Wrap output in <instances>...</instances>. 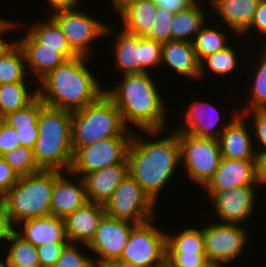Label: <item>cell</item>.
<instances>
[{"label":"cell","instance_id":"51","mask_svg":"<svg viewBox=\"0 0 266 267\" xmlns=\"http://www.w3.org/2000/svg\"><path fill=\"white\" fill-rule=\"evenodd\" d=\"M257 154V178L261 187L266 186V151Z\"/></svg>","mask_w":266,"mask_h":267},{"label":"cell","instance_id":"1","mask_svg":"<svg viewBox=\"0 0 266 267\" xmlns=\"http://www.w3.org/2000/svg\"><path fill=\"white\" fill-rule=\"evenodd\" d=\"M164 131H140L147 135L145 137L139 132H133L127 153L129 175L156 204L159 202V195L164 192L162 190L181 171L178 169L181 167L178 136L172 128L168 135L163 134Z\"/></svg>","mask_w":266,"mask_h":267},{"label":"cell","instance_id":"24","mask_svg":"<svg viewBox=\"0 0 266 267\" xmlns=\"http://www.w3.org/2000/svg\"><path fill=\"white\" fill-rule=\"evenodd\" d=\"M127 175V157L121 163L86 174L82 179L88 201L104 205Z\"/></svg>","mask_w":266,"mask_h":267},{"label":"cell","instance_id":"26","mask_svg":"<svg viewBox=\"0 0 266 267\" xmlns=\"http://www.w3.org/2000/svg\"><path fill=\"white\" fill-rule=\"evenodd\" d=\"M13 229L35 247L49 242L69 243L65 233L64 219L54 215L22 221Z\"/></svg>","mask_w":266,"mask_h":267},{"label":"cell","instance_id":"53","mask_svg":"<svg viewBox=\"0 0 266 267\" xmlns=\"http://www.w3.org/2000/svg\"><path fill=\"white\" fill-rule=\"evenodd\" d=\"M3 258V259H2ZM0 267H9L5 255L0 256Z\"/></svg>","mask_w":266,"mask_h":267},{"label":"cell","instance_id":"33","mask_svg":"<svg viewBox=\"0 0 266 267\" xmlns=\"http://www.w3.org/2000/svg\"><path fill=\"white\" fill-rule=\"evenodd\" d=\"M12 42L0 53V85L30 82L22 48ZM29 77V78H28Z\"/></svg>","mask_w":266,"mask_h":267},{"label":"cell","instance_id":"42","mask_svg":"<svg viewBox=\"0 0 266 267\" xmlns=\"http://www.w3.org/2000/svg\"><path fill=\"white\" fill-rule=\"evenodd\" d=\"M205 253H167L166 267H207Z\"/></svg>","mask_w":266,"mask_h":267},{"label":"cell","instance_id":"21","mask_svg":"<svg viewBox=\"0 0 266 267\" xmlns=\"http://www.w3.org/2000/svg\"><path fill=\"white\" fill-rule=\"evenodd\" d=\"M161 66L159 69L164 66L170 68L175 76L180 75L184 79H188L187 81L189 79H194L193 83L199 81L200 62L192 42L170 40L162 43Z\"/></svg>","mask_w":266,"mask_h":267},{"label":"cell","instance_id":"48","mask_svg":"<svg viewBox=\"0 0 266 267\" xmlns=\"http://www.w3.org/2000/svg\"><path fill=\"white\" fill-rule=\"evenodd\" d=\"M197 1L198 0H161L157 2L156 6L176 14L177 12L190 7Z\"/></svg>","mask_w":266,"mask_h":267},{"label":"cell","instance_id":"30","mask_svg":"<svg viewBox=\"0 0 266 267\" xmlns=\"http://www.w3.org/2000/svg\"><path fill=\"white\" fill-rule=\"evenodd\" d=\"M208 23V21L205 23L192 42L199 62L215 52H219L226 48L232 42L230 33L234 35L232 36L234 39L236 37L237 41L240 40L231 29L227 27L226 29L223 28V25L220 24V22L213 27L210 24L208 25ZM227 29L231 32L229 33Z\"/></svg>","mask_w":266,"mask_h":267},{"label":"cell","instance_id":"28","mask_svg":"<svg viewBox=\"0 0 266 267\" xmlns=\"http://www.w3.org/2000/svg\"><path fill=\"white\" fill-rule=\"evenodd\" d=\"M259 47L261 49V51L259 50L260 53L256 51L257 54L256 56L253 57L256 58L255 59L256 61L251 60L252 63L250 62L247 65L250 66L247 69V71L251 68L253 69L249 70L250 72L252 71V74L249 73L250 75L247 76L250 77V79L252 80L251 83L247 81L249 86L247 83H245L247 86L244 87H249V88H247L244 96L247 95V93L249 94L246 96L247 99L244 100L245 101L244 103L243 101H241L242 105L239 111L266 110V46L260 45Z\"/></svg>","mask_w":266,"mask_h":267},{"label":"cell","instance_id":"13","mask_svg":"<svg viewBox=\"0 0 266 267\" xmlns=\"http://www.w3.org/2000/svg\"><path fill=\"white\" fill-rule=\"evenodd\" d=\"M259 187V188H258ZM261 186H240L229 191L217 193H206L207 201L210 199V212L215 213L217 218L214 221L219 223H230L243 225L250 222L256 213L258 194ZM260 190V191H259ZM254 213V214H253ZM251 217V218H250ZM216 219H219L216 220Z\"/></svg>","mask_w":266,"mask_h":267},{"label":"cell","instance_id":"16","mask_svg":"<svg viewBox=\"0 0 266 267\" xmlns=\"http://www.w3.org/2000/svg\"><path fill=\"white\" fill-rule=\"evenodd\" d=\"M88 201L84 181L71 171L54 170L51 215L65 219Z\"/></svg>","mask_w":266,"mask_h":267},{"label":"cell","instance_id":"15","mask_svg":"<svg viewBox=\"0 0 266 267\" xmlns=\"http://www.w3.org/2000/svg\"><path fill=\"white\" fill-rule=\"evenodd\" d=\"M136 225L131 221L112 218L106 214L103 216L94 238L87 245L96 267L120 259L132 229Z\"/></svg>","mask_w":266,"mask_h":267},{"label":"cell","instance_id":"9","mask_svg":"<svg viewBox=\"0 0 266 267\" xmlns=\"http://www.w3.org/2000/svg\"><path fill=\"white\" fill-rule=\"evenodd\" d=\"M175 133L181 149V173L184 172L187 180L190 178L189 181L202 189L213 177L222 158L219 140Z\"/></svg>","mask_w":266,"mask_h":267},{"label":"cell","instance_id":"52","mask_svg":"<svg viewBox=\"0 0 266 267\" xmlns=\"http://www.w3.org/2000/svg\"><path fill=\"white\" fill-rule=\"evenodd\" d=\"M99 267H135V266L121 262L119 260H112L104 263L103 265H100Z\"/></svg>","mask_w":266,"mask_h":267},{"label":"cell","instance_id":"2","mask_svg":"<svg viewBox=\"0 0 266 267\" xmlns=\"http://www.w3.org/2000/svg\"><path fill=\"white\" fill-rule=\"evenodd\" d=\"M152 74H119L120 81L109 86L110 89L105 88V94L114 102L124 124L132 132L169 130L170 108Z\"/></svg>","mask_w":266,"mask_h":267},{"label":"cell","instance_id":"3","mask_svg":"<svg viewBox=\"0 0 266 267\" xmlns=\"http://www.w3.org/2000/svg\"><path fill=\"white\" fill-rule=\"evenodd\" d=\"M89 58L68 59L43 77L38 82L41 101L50 107L76 111L98 100L107 85H102L99 75L91 72Z\"/></svg>","mask_w":266,"mask_h":267},{"label":"cell","instance_id":"41","mask_svg":"<svg viewBox=\"0 0 266 267\" xmlns=\"http://www.w3.org/2000/svg\"><path fill=\"white\" fill-rule=\"evenodd\" d=\"M174 14L164 8L157 7L156 17L152 31L147 38L155 40L160 43L168 42L171 40V25Z\"/></svg>","mask_w":266,"mask_h":267},{"label":"cell","instance_id":"10","mask_svg":"<svg viewBox=\"0 0 266 267\" xmlns=\"http://www.w3.org/2000/svg\"><path fill=\"white\" fill-rule=\"evenodd\" d=\"M209 220L203 225L206 258L217 267L229 266L247 249L250 232L243 225Z\"/></svg>","mask_w":266,"mask_h":267},{"label":"cell","instance_id":"12","mask_svg":"<svg viewBox=\"0 0 266 267\" xmlns=\"http://www.w3.org/2000/svg\"><path fill=\"white\" fill-rule=\"evenodd\" d=\"M210 103L207 100H192L191 104L186 108L187 110L185 111L184 109V118H181L184 122L179 123L180 126L176 125L177 127H172V129L175 132L186 133L196 138L219 139L224 129L240 112L235 107L234 111L233 109L229 110L231 114H227L230 115L229 118L226 117L227 122V120L223 119L225 117L223 114L224 111L221 112L218 109L220 106H215V103Z\"/></svg>","mask_w":266,"mask_h":267},{"label":"cell","instance_id":"55","mask_svg":"<svg viewBox=\"0 0 266 267\" xmlns=\"http://www.w3.org/2000/svg\"><path fill=\"white\" fill-rule=\"evenodd\" d=\"M153 3L157 4L158 1H161V0H151Z\"/></svg>","mask_w":266,"mask_h":267},{"label":"cell","instance_id":"27","mask_svg":"<svg viewBox=\"0 0 266 267\" xmlns=\"http://www.w3.org/2000/svg\"><path fill=\"white\" fill-rule=\"evenodd\" d=\"M45 104L37 97L25 108L6 114L1 119L16 130L20 145L33 149L38 138V118Z\"/></svg>","mask_w":266,"mask_h":267},{"label":"cell","instance_id":"22","mask_svg":"<svg viewBox=\"0 0 266 267\" xmlns=\"http://www.w3.org/2000/svg\"><path fill=\"white\" fill-rule=\"evenodd\" d=\"M211 8H207L215 18L220 20L223 27H229L237 36H240L253 20L260 0H207ZM212 9V10H211ZM215 12V14H214Z\"/></svg>","mask_w":266,"mask_h":267},{"label":"cell","instance_id":"38","mask_svg":"<svg viewBox=\"0 0 266 267\" xmlns=\"http://www.w3.org/2000/svg\"><path fill=\"white\" fill-rule=\"evenodd\" d=\"M88 250L85 244L68 243L53 267H96Z\"/></svg>","mask_w":266,"mask_h":267},{"label":"cell","instance_id":"8","mask_svg":"<svg viewBox=\"0 0 266 267\" xmlns=\"http://www.w3.org/2000/svg\"><path fill=\"white\" fill-rule=\"evenodd\" d=\"M158 219L159 217L137 224L132 229L119 261L135 267H166L168 230L158 226Z\"/></svg>","mask_w":266,"mask_h":267},{"label":"cell","instance_id":"50","mask_svg":"<svg viewBox=\"0 0 266 267\" xmlns=\"http://www.w3.org/2000/svg\"><path fill=\"white\" fill-rule=\"evenodd\" d=\"M47 2H45L44 4L48 6V8H50V10H47L46 12L50 11H54L57 9H65V8H73V7H77L80 6V4H82V0H46Z\"/></svg>","mask_w":266,"mask_h":267},{"label":"cell","instance_id":"23","mask_svg":"<svg viewBox=\"0 0 266 267\" xmlns=\"http://www.w3.org/2000/svg\"><path fill=\"white\" fill-rule=\"evenodd\" d=\"M105 215L102 204L87 202L64 219L69 243L88 245L94 238L98 225Z\"/></svg>","mask_w":266,"mask_h":267},{"label":"cell","instance_id":"37","mask_svg":"<svg viewBox=\"0 0 266 267\" xmlns=\"http://www.w3.org/2000/svg\"><path fill=\"white\" fill-rule=\"evenodd\" d=\"M2 158L20 176H27L41 171L35 161L33 149L22 145L2 155Z\"/></svg>","mask_w":266,"mask_h":267},{"label":"cell","instance_id":"17","mask_svg":"<svg viewBox=\"0 0 266 267\" xmlns=\"http://www.w3.org/2000/svg\"><path fill=\"white\" fill-rule=\"evenodd\" d=\"M240 186H260L257 160L221 158L218 169L202 189L206 193H217Z\"/></svg>","mask_w":266,"mask_h":267},{"label":"cell","instance_id":"20","mask_svg":"<svg viewBox=\"0 0 266 267\" xmlns=\"http://www.w3.org/2000/svg\"><path fill=\"white\" fill-rule=\"evenodd\" d=\"M114 26V27H113ZM107 25L105 37H114L112 45L115 64L117 72L122 75L126 74H140L141 73V37L128 33L127 31L117 28L116 25ZM116 26V27H115ZM116 30V31H115ZM115 32V33H114ZM117 34V35H116Z\"/></svg>","mask_w":266,"mask_h":267},{"label":"cell","instance_id":"44","mask_svg":"<svg viewBox=\"0 0 266 267\" xmlns=\"http://www.w3.org/2000/svg\"><path fill=\"white\" fill-rule=\"evenodd\" d=\"M68 243H46L37 248L40 267H53Z\"/></svg>","mask_w":266,"mask_h":267},{"label":"cell","instance_id":"7","mask_svg":"<svg viewBox=\"0 0 266 267\" xmlns=\"http://www.w3.org/2000/svg\"><path fill=\"white\" fill-rule=\"evenodd\" d=\"M82 5L73 8L57 9L48 15L59 25L70 48L78 56L93 57L95 42L105 37L108 22L99 20L97 15H89L80 10ZM94 43V45H93ZM92 56V57H91Z\"/></svg>","mask_w":266,"mask_h":267},{"label":"cell","instance_id":"46","mask_svg":"<svg viewBox=\"0 0 266 267\" xmlns=\"http://www.w3.org/2000/svg\"><path fill=\"white\" fill-rule=\"evenodd\" d=\"M19 176L0 156V199L18 182Z\"/></svg>","mask_w":266,"mask_h":267},{"label":"cell","instance_id":"54","mask_svg":"<svg viewBox=\"0 0 266 267\" xmlns=\"http://www.w3.org/2000/svg\"><path fill=\"white\" fill-rule=\"evenodd\" d=\"M111 1V5H113V7L111 9H115L119 4H121L124 0H109Z\"/></svg>","mask_w":266,"mask_h":267},{"label":"cell","instance_id":"34","mask_svg":"<svg viewBox=\"0 0 266 267\" xmlns=\"http://www.w3.org/2000/svg\"><path fill=\"white\" fill-rule=\"evenodd\" d=\"M30 83L0 85V119L10 112L25 108L38 97V85H34L35 90H32Z\"/></svg>","mask_w":266,"mask_h":267},{"label":"cell","instance_id":"39","mask_svg":"<svg viewBox=\"0 0 266 267\" xmlns=\"http://www.w3.org/2000/svg\"><path fill=\"white\" fill-rule=\"evenodd\" d=\"M239 112L246 121L252 124H250V127L256 153L266 151V110H247Z\"/></svg>","mask_w":266,"mask_h":267},{"label":"cell","instance_id":"18","mask_svg":"<svg viewBox=\"0 0 266 267\" xmlns=\"http://www.w3.org/2000/svg\"><path fill=\"white\" fill-rule=\"evenodd\" d=\"M19 38L14 37V40L23 50L28 75L31 80L35 79L32 85H38L43 77L67 60L59 48L44 47L27 30Z\"/></svg>","mask_w":266,"mask_h":267},{"label":"cell","instance_id":"47","mask_svg":"<svg viewBox=\"0 0 266 267\" xmlns=\"http://www.w3.org/2000/svg\"><path fill=\"white\" fill-rule=\"evenodd\" d=\"M22 26H24V24L22 25L20 21L18 22V21L10 20L8 17L7 19L5 18L0 19V53L12 42L10 39L7 38L8 32L10 34L17 28H18V31H20L19 27L21 28V30H23ZM4 36H6L7 39L4 38Z\"/></svg>","mask_w":266,"mask_h":267},{"label":"cell","instance_id":"19","mask_svg":"<svg viewBox=\"0 0 266 267\" xmlns=\"http://www.w3.org/2000/svg\"><path fill=\"white\" fill-rule=\"evenodd\" d=\"M221 157L238 160H257L250 123L239 114L221 133Z\"/></svg>","mask_w":266,"mask_h":267},{"label":"cell","instance_id":"56","mask_svg":"<svg viewBox=\"0 0 266 267\" xmlns=\"http://www.w3.org/2000/svg\"><path fill=\"white\" fill-rule=\"evenodd\" d=\"M207 267H217V266L209 264Z\"/></svg>","mask_w":266,"mask_h":267},{"label":"cell","instance_id":"40","mask_svg":"<svg viewBox=\"0 0 266 267\" xmlns=\"http://www.w3.org/2000/svg\"><path fill=\"white\" fill-rule=\"evenodd\" d=\"M162 43L141 37V73L151 72L161 65Z\"/></svg>","mask_w":266,"mask_h":267},{"label":"cell","instance_id":"4","mask_svg":"<svg viewBox=\"0 0 266 267\" xmlns=\"http://www.w3.org/2000/svg\"><path fill=\"white\" fill-rule=\"evenodd\" d=\"M72 111L44 105L38 118V138L33 148L41 170L70 171L74 150L71 136Z\"/></svg>","mask_w":266,"mask_h":267},{"label":"cell","instance_id":"49","mask_svg":"<svg viewBox=\"0 0 266 267\" xmlns=\"http://www.w3.org/2000/svg\"><path fill=\"white\" fill-rule=\"evenodd\" d=\"M13 228L7 219L6 205L3 199H0V244L3 245V239L9 234ZM0 246V248L2 247Z\"/></svg>","mask_w":266,"mask_h":267},{"label":"cell","instance_id":"31","mask_svg":"<svg viewBox=\"0 0 266 267\" xmlns=\"http://www.w3.org/2000/svg\"><path fill=\"white\" fill-rule=\"evenodd\" d=\"M47 18V19H46ZM45 20V21H44ZM33 22V23H32ZM27 24V31L44 47L59 48V52L68 60L78 55L70 48L59 25L50 17L45 16Z\"/></svg>","mask_w":266,"mask_h":267},{"label":"cell","instance_id":"6","mask_svg":"<svg viewBox=\"0 0 266 267\" xmlns=\"http://www.w3.org/2000/svg\"><path fill=\"white\" fill-rule=\"evenodd\" d=\"M54 170H41L20 176L18 182L2 198L12 228L20 222L51 215Z\"/></svg>","mask_w":266,"mask_h":267},{"label":"cell","instance_id":"35","mask_svg":"<svg viewBox=\"0 0 266 267\" xmlns=\"http://www.w3.org/2000/svg\"><path fill=\"white\" fill-rule=\"evenodd\" d=\"M3 244H6L7 252L3 255L9 267H40L37 248L14 229L3 239Z\"/></svg>","mask_w":266,"mask_h":267},{"label":"cell","instance_id":"11","mask_svg":"<svg viewBox=\"0 0 266 267\" xmlns=\"http://www.w3.org/2000/svg\"><path fill=\"white\" fill-rule=\"evenodd\" d=\"M159 205L127 175L104 203L105 214L112 218L142 224L156 218Z\"/></svg>","mask_w":266,"mask_h":267},{"label":"cell","instance_id":"36","mask_svg":"<svg viewBox=\"0 0 266 267\" xmlns=\"http://www.w3.org/2000/svg\"><path fill=\"white\" fill-rule=\"evenodd\" d=\"M167 253H205L203 225L166 232Z\"/></svg>","mask_w":266,"mask_h":267},{"label":"cell","instance_id":"25","mask_svg":"<svg viewBox=\"0 0 266 267\" xmlns=\"http://www.w3.org/2000/svg\"><path fill=\"white\" fill-rule=\"evenodd\" d=\"M157 6L151 0H124L113 12L119 15L120 28L139 37L152 31Z\"/></svg>","mask_w":266,"mask_h":267},{"label":"cell","instance_id":"14","mask_svg":"<svg viewBox=\"0 0 266 267\" xmlns=\"http://www.w3.org/2000/svg\"><path fill=\"white\" fill-rule=\"evenodd\" d=\"M132 137H110L79 148L70 171L83 178L86 174L121 163L128 153Z\"/></svg>","mask_w":266,"mask_h":267},{"label":"cell","instance_id":"5","mask_svg":"<svg viewBox=\"0 0 266 267\" xmlns=\"http://www.w3.org/2000/svg\"><path fill=\"white\" fill-rule=\"evenodd\" d=\"M114 102L104 93L82 109L72 111L71 136L74 153L81 147L110 137H132Z\"/></svg>","mask_w":266,"mask_h":267},{"label":"cell","instance_id":"32","mask_svg":"<svg viewBox=\"0 0 266 267\" xmlns=\"http://www.w3.org/2000/svg\"><path fill=\"white\" fill-rule=\"evenodd\" d=\"M233 44L234 43L232 41V43H230L223 50L215 52L200 62L199 81L204 80V78L206 79L207 76L210 78L209 76H211V74H214L213 76L217 77L219 80L221 76L223 78H226V76L229 78L231 75L230 77L232 78V75L237 73L235 71L239 70L241 67L239 66L241 64L239 59L241 55L238 53V51H236L238 49H235V45L233 46ZM209 72L210 74H208Z\"/></svg>","mask_w":266,"mask_h":267},{"label":"cell","instance_id":"29","mask_svg":"<svg viewBox=\"0 0 266 267\" xmlns=\"http://www.w3.org/2000/svg\"><path fill=\"white\" fill-rule=\"evenodd\" d=\"M201 4L206 6L204 0H198L190 7L174 14L170 27L171 40L193 42L196 34L208 19L212 18L211 15L208 17L210 12Z\"/></svg>","mask_w":266,"mask_h":267},{"label":"cell","instance_id":"45","mask_svg":"<svg viewBox=\"0 0 266 267\" xmlns=\"http://www.w3.org/2000/svg\"><path fill=\"white\" fill-rule=\"evenodd\" d=\"M20 146L16 130L0 119V156Z\"/></svg>","mask_w":266,"mask_h":267},{"label":"cell","instance_id":"43","mask_svg":"<svg viewBox=\"0 0 266 267\" xmlns=\"http://www.w3.org/2000/svg\"><path fill=\"white\" fill-rule=\"evenodd\" d=\"M254 30V31H253ZM254 34H253V33ZM259 34L258 36L256 35ZM250 34V35H249ZM252 34L257 36L259 40L266 42V0H260L258 3L257 9L255 11L253 20L251 22V25L240 35L238 38H241V41H244V37H249L252 39L251 42H253ZM261 36V37H260ZM262 38V39H260ZM264 41L261 42V46H266V43Z\"/></svg>","mask_w":266,"mask_h":267}]
</instances>
